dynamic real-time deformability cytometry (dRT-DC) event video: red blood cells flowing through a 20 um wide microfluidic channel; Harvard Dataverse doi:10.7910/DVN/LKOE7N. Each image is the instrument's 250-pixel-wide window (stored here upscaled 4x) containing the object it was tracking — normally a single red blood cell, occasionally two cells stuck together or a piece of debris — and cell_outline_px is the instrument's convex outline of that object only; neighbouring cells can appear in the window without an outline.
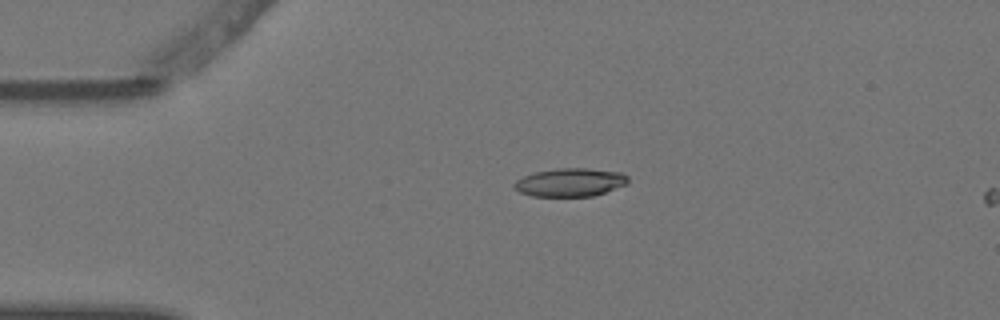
{"species": "Egyptian fruit bat (a non-hibernating species)", "species_latin": "Rousettus aegyptiacus", "temperature_condition": "warm", "stored_images_in_passage": 5, "camera_frame_rate_fps": 3000, "um_per_image_px": 0.085, "animal": {"sex": "female"}, "frame": {"image": 1, "passage_image": 4, "time_ms": 1.0, "image_size_px": [1000, 320], "cell_outline_px": [[628, 184], [592, 196], [532, 196], [520, 192], [512, 188], [512, 184], [516, 180], [532, 172], [560, 168], [588, 168], [620, 172], [628, 176]], "centroid_in_image_um": [48.43, 15.49], "position_along_channel_um": 36.6, "area_um2": 18.84}}